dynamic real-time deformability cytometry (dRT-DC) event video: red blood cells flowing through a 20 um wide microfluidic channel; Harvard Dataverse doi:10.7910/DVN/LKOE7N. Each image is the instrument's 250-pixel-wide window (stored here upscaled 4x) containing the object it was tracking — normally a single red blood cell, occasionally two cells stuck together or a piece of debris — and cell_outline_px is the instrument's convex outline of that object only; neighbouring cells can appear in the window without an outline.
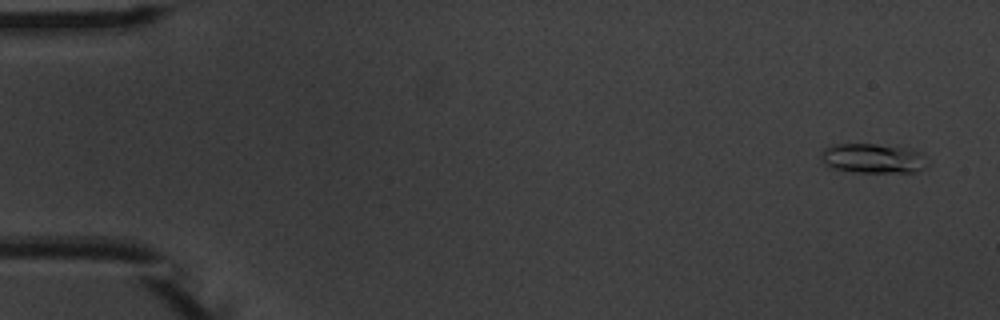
{"species": "common noctule bat (a hibernating species)", "species_latin": "Nyctalus noctula", "temperature_condition": "warm", "stored_images_in_passage": 4, "camera_frame_rate_fps": 3000, "um_per_image_px": 0.085, "animal": {"sex": "male", "body_mass_g": 20.1, "forearm_length_mm": 53.5}, "frame": {"image": 1, "passage_image": 1, "time_ms": 0.0, "image_size_px": [1000, 320], "cell_outline_px": [[928, 164], [924, 168], [912, 172], [856, 172], [828, 168], [820, 160], [820, 152], [824, 148], [832, 144], [876, 144], [912, 148], [924, 152]], "centroid_in_image_um": [74.19, 13.45], "position_along_channel_um": 10.8, "area_um2": 18.9}}